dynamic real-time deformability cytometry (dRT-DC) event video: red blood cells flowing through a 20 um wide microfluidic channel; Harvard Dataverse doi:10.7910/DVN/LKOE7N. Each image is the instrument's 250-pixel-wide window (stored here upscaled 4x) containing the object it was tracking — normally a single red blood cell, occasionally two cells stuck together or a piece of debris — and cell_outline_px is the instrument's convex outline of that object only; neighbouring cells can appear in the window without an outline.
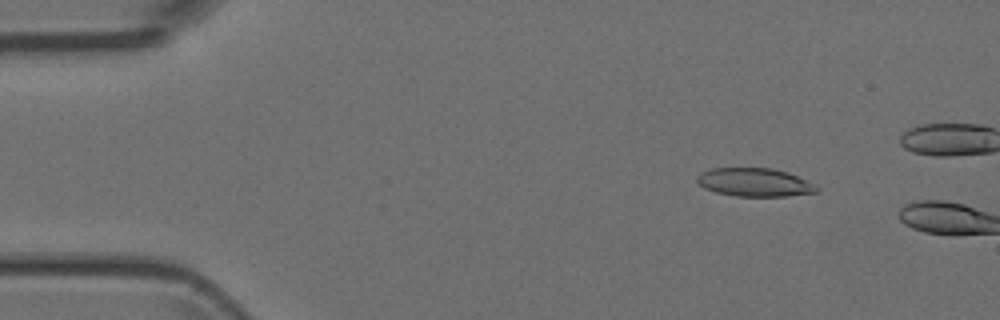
{"species": "Egyptian fruit bat (a non-hibernating species)", "species_latin": "Rousettus aegyptiacus", "temperature_condition": "room temperature", "stored_images_in_passage": 3, "camera_frame_rate_fps": 3000, "um_per_image_px": 0.085, "animal": {"sex": "female"}, "frame": {"image": 1, "passage_image": 2, "time_ms": 1.0, "image_size_px": [1000, 320], "cell_outline_px": [[820, 192], [788, 196], [736, 196], [716, 192], [704, 188], [696, 180], [696, 176], [700, 172], [712, 168], [772, 168], [788, 172], [816, 184], [820, 188]], "centroid_in_image_um": [64.18, 15.5], "position_along_channel_um": 20.8, "area_um2": 20.0}}